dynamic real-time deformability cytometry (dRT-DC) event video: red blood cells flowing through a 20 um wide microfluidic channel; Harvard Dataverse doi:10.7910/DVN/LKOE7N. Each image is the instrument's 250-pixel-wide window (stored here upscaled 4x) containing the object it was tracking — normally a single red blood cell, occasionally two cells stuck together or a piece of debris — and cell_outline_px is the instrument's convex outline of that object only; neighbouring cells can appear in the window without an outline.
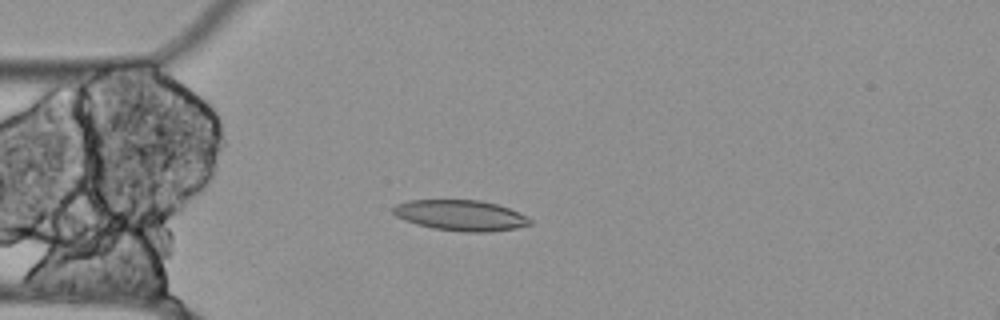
{"species": "Egyptian fruit bat (a non-hibernating species)", "species_latin": "Rousettus aegyptiacus", "temperature_condition": "cold", "stored_images_in_passage": 56, "camera_frame_rate_fps": 3000, "um_per_image_px": 0.085, "animal": {"sex": "female"}, "frame": {"image": 1, "passage_image": 15, "time_ms": 4.667, "image_size_px": [1000, 320], "cell_outline_px": [[532, 224], [516, 228], [488, 232], [464, 232], [432, 228], [416, 224], [404, 220], [396, 216], [392, 212], [392, 208], [396, 204], [408, 200], [480, 200], [496, 204], [508, 208], [532, 220]], "centroid_in_image_um": [39.11, 18.31], "position_along_channel_um": 45.9, "area_um2": 24.39}}
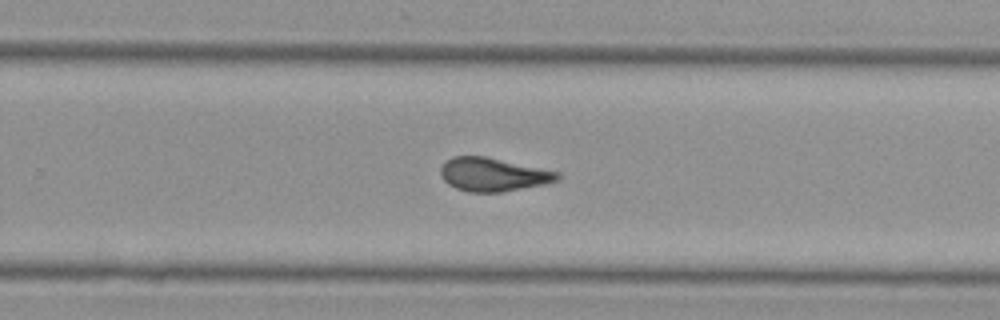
{"frame": {"image": 2, "passage_image": 36, "time_ms": 11.667, "image_size_px": [1000, 320], "cell_outline_px": [[560, 176], [556, 180], [544, 184], [500, 192], [468, 192], [456, 188], [448, 184], [444, 180], [440, 172], [440, 168], [452, 156], [484, 156], [560, 172]], "centroid_in_image_um": [41.89, 14.83], "position_along_channel_um": 287.9, "area_um2": 22.48}}
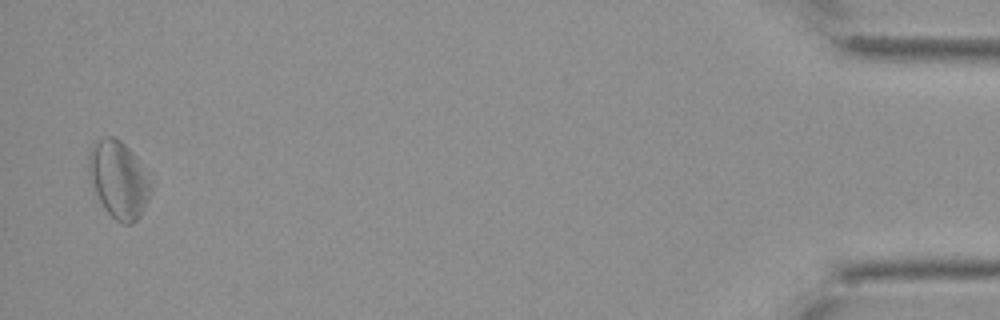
{"frame": {"image": 3, "passage_image": 55, "time_ms": 18.0, "image_size_px": [1000, 320], "cell_outline_px": [[156, 184], [140, 216], [132, 224], [124, 224], [116, 220], [104, 208], [96, 192], [88, 172], [88, 152], [96, 140], [104, 136], [112, 136], [120, 140], [136, 156]], "centroid_in_image_um": [10.13, 15.24], "position_along_channel_um": 425.1, "area_um2": 28.32}, "authors_computed_cell_mechanics": {"area_um2": 23.8136, "velocity_mm_per_s": 3.5157, "shape_relaxation_time_tau1_ms": null, "shape_relaxation_time_tau2_ms": 4.8008, "deformation_change_tau1": null, "deformation_change_tau2": 0.131}}